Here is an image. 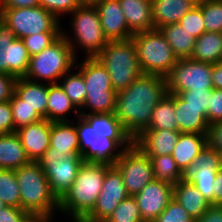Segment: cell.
I'll return each mask as SVG.
<instances>
[{"label":"cell","instance_id":"6da1fadb","mask_svg":"<svg viewBox=\"0 0 222 222\" xmlns=\"http://www.w3.org/2000/svg\"><path fill=\"white\" fill-rule=\"evenodd\" d=\"M75 123L84 162L114 165L133 144L115 113L80 114Z\"/></svg>","mask_w":222,"mask_h":222},{"label":"cell","instance_id":"7a4b0ae2","mask_svg":"<svg viewBox=\"0 0 222 222\" xmlns=\"http://www.w3.org/2000/svg\"><path fill=\"white\" fill-rule=\"evenodd\" d=\"M167 94L166 78L150 74L140 75L116 94L115 116L132 139L150 125L154 107Z\"/></svg>","mask_w":222,"mask_h":222},{"label":"cell","instance_id":"3957f363","mask_svg":"<svg viewBox=\"0 0 222 222\" xmlns=\"http://www.w3.org/2000/svg\"><path fill=\"white\" fill-rule=\"evenodd\" d=\"M110 164L83 162L72 186L59 199V212L81 222L94 208Z\"/></svg>","mask_w":222,"mask_h":222},{"label":"cell","instance_id":"277c9868","mask_svg":"<svg viewBox=\"0 0 222 222\" xmlns=\"http://www.w3.org/2000/svg\"><path fill=\"white\" fill-rule=\"evenodd\" d=\"M20 188L21 208L28 214L56 215L59 199L52 192L38 161H30L15 170Z\"/></svg>","mask_w":222,"mask_h":222},{"label":"cell","instance_id":"5b68a950","mask_svg":"<svg viewBox=\"0 0 222 222\" xmlns=\"http://www.w3.org/2000/svg\"><path fill=\"white\" fill-rule=\"evenodd\" d=\"M83 58L82 62L76 60L75 64V69L78 68L83 76L87 92L80 114L114 112L117 92L112 88L110 75L96 57Z\"/></svg>","mask_w":222,"mask_h":222},{"label":"cell","instance_id":"8992f818","mask_svg":"<svg viewBox=\"0 0 222 222\" xmlns=\"http://www.w3.org/2000/svg\"><path fill=\"white\" fill-rule=\"evenodd\" d=\"M76 60L70 44L61 34L48 47L30 57L25 78L35 82L57 84L65 73L75 70Z\"/></svg>","mask_w":222,"mask_h":222},{"label":"cell","instance_id":"52a82bcc","mask_svg":"<svg viewBox=\"0 0 222 222\" xmlns=\"http://www.w3.org/2000/svg\"><path fill=\"white\" fill-rule=\"evenodd\" d=\"M70 15L71 32L74 38L63 28L62 34L70 44L73 54L78 59L77 51L80 49L86 53V58L96 57L109 41L103 34L95 6L81 5Z\"/></svg>","mask_w":222,"mask_h":222},{"label":"cell","instance_id":"ba28073f","mask_svg":"<svg viewBox=\"0 0 222 222\" xmlns=\"http://www.w3.org/2000/svg\"><path fill=\"white\" fill-rule=\"evenodd\" d=\"M96 58L107 70L117 93L143 74L132 39L109 41Z\"/></svg>","mask_w":222,"mask_h":222},{"label":"cell","instance_id":"9c48e42d","mask_svg":"<svg viewBox=\"0 0 222 222\" xmlns=\"http://www.w3.org/2000/svg\"><path fill=\"white\" fill-rule=\"evenodd\" d=\"M131 39L143 74L166 78L171 73L178 58L159 29L136 33Z\"/></svg>","mask_w":222,"mask_h":222},{"label":"cell","instance_id":"30bf717a","mask_svg":"<svg viewBox=\"0 0 222 222\" xmlns=\"http://www.w3.org/2000/svg\"><path fill=\"white\" fill-rule=\"evenodd\" d=\"M0 18L15 33L16 38L41 32H62V25L54 14L42 6L29 8H0Z\"/></svg>","mask_w":222,"mask_h":222},{"label":"cell","instance_id":"8fae6325","mask_svg":"<svg viewBox=\"0 0 222 222\" xmlns=\"http://www.w3.org/2000/svg\"><path fill=\"white\" fill-rule=\"evenodd\" d=\"M168 93L179 94L189 90H212V64L191 58L178 59L166 77Z\"/></svg>","mask_w":222,"mask_h":222},{"label":"cell","instance_id":"7c38bea8","mask_svg":"<svg viewBox=\"0 0 222 222\" xmlns=\"http://www.w3.org/2000/svg\"><path fill=\"white\" fill-rule=\"evenodd\" d=\"M114 165L121 173L129 196H135L155 179L150 158L134 144L122 153Z\"/></svg>","mask_w":222,"mask_h":222},{"label":"cell","instance_id":"4fadbf2b","mask_svg":"<svg viewBox=\"0 0 222 222\" xmlns=\"http://www.w3.org/2000/svg\"><path fill=\"white\" fill-rule=\"evenodd\" d=\"M83 162L82 156L57 154H43L38 160L52 192L58 199L72 186Z\"/></svg>","mask_w":222,"mask_h":222},{"label":"cell","instance_id":"5bb4252c","mask_svg":"<svg viewBox=\"0 0 222 222\" xmlns=\"http://www.w3.org/2000/svg\"><path fill=\"white\" fill-rule=\"evenodd\" d=\"M30 56L22 39L0 18V73L25 77Z\"/></svg>","mask_w":222,"mask_h":222},{"label":"cell","instance_id":"9a60e30c","mask_svg":"<svg viewBox=\"0 0 222 222\" xmlns=\"http://www.w3.org/2000/svg\"><path fill=\"white\" fill-rule=\"evenodd\" d=\"M128 196L120 171L115 165H111L107 169L94 208L82 222H105L118 204Z\"/></svg>","mask_w":222,"mask_h":222},{"label":"cell","instance_id":"2e32d148","mask_svg":"<svg viewBox=\"0 0 222 222\" xmlns=\"http://www.w3.org/2000/svg\"><path fill=\"white\" fill-rule=\"evenodd\" d=\"M144 222H153L168 206L173 198V186L153 180L134 196Z\"/></svg>","mask_w":222,"mask_h":222},{"label":"cell","instance_id":"e0dca14e","mask_svg":"<svg viewBox=\"0 0 222 222\" xmlns=\"http://www.w3.org/2000/svg\"><path fill=\"white\" fill-rule=\"evenodd\" d=\"M94 6L100 17L103 34L108 41L132 38L134 34L128 28L118 0H102Z\"/></svg>","mask_w":222,"mask_h":222},{"label":"cell","instance_id":"ac0fdd59","mask_svg":"<svg viewBox=\"0 0 222 222\" xmlns=\"http://www.w3.org/2000/svg\"><path fill=\"white\" fill-rule=\"evenodd\" d=\"M51 121L42 119L15 131L30 161H38L50 147Z\"/></svg>","mask_w":222,"mask_h":222},{"label":"cell","instance_id":"d6986e66","mask_svg":"<svg viewBox=\"0 0 222 222\" xmlns=\"http://www.w3.org/2000/svg\"><path fill=\"white\" fill-rule=\"evenodd\" d=\"M75 121L51 122L50 147L44 154L81 156Z\"/></svg>","mask_w":222,"mask_h":222},{"label":"cell","instance_id":"ffe728a7","mask_svg":"<svg viewBox=\"0 0 222 222\" xmlns=\"http://www.w3.org/2000/svg\"><path fill=\"white\" fill-rule=\"evenodd\" d=\"M181 132L170 130H143L133 144L146 156L171 155Z\"/></svg>","mask_w":222,"mask_h":222},{"label":"cell","instance_id":"44dd1931","mask_svg":"<svg viewBox=\"0 0 222 222\" xmlns=\"http://www.w3.org/2000/svg\"><path fill=\"white\" fill-rule=\"evenodd\" d=\"M167 95L174 103L178 131L207 135L210 125L207 122V116L201 113V108L186 104L178 94L168 93Z\"/></svg>","mask_w":222,"mask_h":222},{"label":"cell","instance_id":"7402d4cb","mask_svg":"<svg viewBox=\"0 0 222 222\" xmlns=\"http://www.w3.org/2000/svg\"><path fill=\"white\" fill-rule=\"evenodd\" d=\"M48 89L49 83L35 82L25 77H19L15 82L14 93L43 119H47Z\"/></svg>","mask_w":222,"mask_h":222},{"label":"cell","instance_id":"603a6c76","mask_svg":"<svg viewBox=\"0 0 222 222\" xmlns=\"http://www.w3.org/2000/svg\"><path fill=\"white\" fill-rule=\"evenodd\" d=\"M207 144V135L198 133L180 134L171 155L185 175L190 171L192 162Z\"/></svg>","mask_w":222,"mask_h":222},{"label":"cell","instance_id":"cb8c5ba5","mask_svg":"<svg viewBox=\"0 0 222 222\" xmlns=\"http://www.w3.org/2000/svg\"><path fill=\"white\" fill-rule=\"evenodd\" d=\"M118 1L122 7L128 28L133 34L155 29L152 17V0Z\"/></svg>","mask_w":222,"mask_h":222},{"label":"cell","instance_id":"d4e9b609","mask_svg":"<svg viewBox=\"0 0 222 222\" xmlns=\"http://www.w3.org/2000/svg\"><path fill=\"white\" fill-rule=\"evenodd\" d=\"M173 198L197 222L211 205L202 193L186 178L173 186Z\"/></svg>","mask_w":222,"mask_h":222},{"label":"cell","instance_id":"484cf974","mask_svg":"<svg viewBox=\"0 0 222 222\" xmlns=\"http://www.w3.org/2000/svg\"><path fill=\"white\" fill-rule=\"evenodd\" d=\"M194 5L186 0H152V17L155 29L178 23Z\"/></svg>","mask_w":222,"mask_h":222},{"label":"cell","instance_id":"4316f807","mask_svg":"<svg viewBox=\"0 0 222 222\" xmlns=\"http://www.w3.org/2000/svg\"><path fill=\"white\" fill-rule=\"evenodd\" d=\"M29 162L25 149L15 132L0 135V168L16 170Z\"/></svg>","mask_w":222,"mask_h":222},{"label":"cell","instance_id":"83f0119b","mask_svg":"<svg viewBox=\"0 0 222 222\" xmlns=\"http://www.w3.org/2000/svg\"><path fill=\"white\" fill-rule=\"evenodd\" d=\"M73 110V111H72ZM74 112L77 117L80 111L74 106L70 98L66 95L61 86L49 84L48 102H47V120L48 121H74L68 118V114Z\"/></svg>","mask_w":222,"mask_h":222},{"label":"cell","instance_id":"f1b7e54d","mask_svg":"<svg viewBox=\"0 0 222 222\" xmlns=\"http://www.w3.org/2000/svg\"><path fill=\"white\" fill-rule=\"evenodd\" d=\"M190 58L210 64L222 62V33L204 32L196 39Z\"/></svg>","mask_w":222,"mask_h":222},{"label":"cell","instance_id":"f546056e","mask_svg":"<svg viewBox=\"0 0 222 222\" xmlns=\"http://www.w3.org/2000/svg\"><path fill=\"white\" fill-rule=\"evenodd\" d=\"M178 59L191 57L196 39L182 28L179 23L169 24L159 29Z\"/></svg>","mask_w":222,"mask_h":222},{"label":"cell","instance_id":"4dcf8cb0","mask_svg":"<svg viewBox=\"0 0 222 222\" xmlns=\"http://www.w3.org/2000/svg\"><path fill=\"white\" fill-rule=\"evenodd\" d=\"M178 131L173 100L167 95L155 107L145 130Z\"/></svg>","mask_w":222,"mask_h":222},{"label":"cell","instance_id":"1f68e13d","mask_svg":"<svg viewBox=\"0 0 222 222\" xmlns=\"http://www.w3.org/2000/svg\"><path fill=\"white\" fill-rule=\"evenodd\" d=\"M151 160L155 180L175 186L186 178L172 155L148 156Z\"/></svg>","mask_w":222,"mask_h":222},{"label":"cell","instance_id":"d6a6232c","mask_svg":"<svg viewBox=\"0 0 222 222\" xmlns=\"http://www.w3.org/2000/svg\"><path fill=\"white\" fill-rule=\"evenodd\" d=\"M71 72L65 73L58 84L70 98L74 106L80 110L86 98V85L82 74L78 70Z\"/></svg>","mask_w":222,"mask_h":222},{"label":"cell","instance_id":"836d02e7","mask_svg":"<svg viewBox=\"0 0 222 222\" xmlns=\"http://www.w3.org/2000/svg\"><path fill=\"white\" fill-rule=\"evenodd\" d=\"M218 169H209L208 167L190 169L186 174L188 179L204 196V198L214 205V182Z\"/></svg>","mask_w":222,"mask_h":222},{"label":"cell","instance_id":"e575fe53","mask_svg":"<svg viewBox=\"0 0 222 222\" xmlns=\"http://www.w3.org/2000/svg\"><path fill=\"white\" fill-rule=\"evenodd\" d=\"M0 200L7 206L21 208L20 188L15 170L0 168Z\"/></svg>","mask_w":222,"mask_h":222},{"label":"cell","instance_id":"d590c367","mask_svg":"<svg viewBox=\"0 0 222 222\" xmlns=\"http://www.w3.org/2000/svg\"><path fill=\"white\" fill-rule=\"evenodd\" d=\"M10 104L14 121V132L23 126H27L43 119L34 109L24 104V101H22L15 93H13L10 99Z\"/></svg>","mask_w":222,"mask_h":222},{"label":"cell","instance_id":"8d00e7d4","mask_svg":"<svg viewBox=\"0 0 222 222\" xmlns=\"http://www.w3.org/2000/svg\"><path fill=\"white\" fill-rule=\"evenodd\" d=\"M105 222H144L136 198L128 196L122 200Z\"/></svg>","mask_w":222,"mask_h":222},{"label":"cell","instance_id":"74e56055","mask_svg":"<svg viewBox=\"0 0 222 222\" xmlns=\"http://www.w3.org/2000/svg\"><path fill=\"white\" fill-rule=\"evenodd\" d=\"M199 7L206 32L222 33V0H206Z\"/></svg>","mask_w":222,"mask_h":222},{"label":"cell","instance_id":"f35d334b","mask_svg":"<svg viewBox=\"0 0 222 222\" xmlns=\"http://www.w3.org/2000/svg\"><path fill=\"white\" fill-rule=\"evenodd\" d=\"M62 32H41L22 38L30 57L38 54L53 43Z\"/></svg>","mask_w":222,"mask_h":222},{"label":"cell","instance_id":"ab89813d","mask_svg":"<svg viewBox=\"0 0 222 222\" xmlns=\"http://www.w3.org/2000/svg\"><path fill=\"white\" fill-rule=\"evenodd\" d=\"M195 39L200 37L205 30L202 10L199 6H194L178 22Z\"/></svg>","mask_w":222,"mask_h":222},{"label":"cell","instance_id":"60d3db41","mask_svg":"<svg viewBox=\"0 0 222 222\" xmlns=\"http://www.w3.org/2000/svg\"><path fill=\"white\" fill-rule=\"evenodd\" d=\"M153 222H196L176 199L172 198L165 210Z\"/></svg>","mask_w":222,"mask_h":222},{"label":"cell","instance_id":"b9f144b4","mask_svg":"<svg viewBox=\"0 0 222 222\" xmlns=\"http://www.w3.org/2000/svg\"><path fill=\"white\" fill-rule=\"evenodd\" d=\"M203 167L218 170L222 168V155L216 149L210 147L208 144L198 154L191 165V169H198Z\"/></svg>","mask_w":222,"mask_h":222},{"label":"cell","instance_id":"7bdbcfd3","mask_svg":"<svg viewBox=\"0 0 222 222\" xmlns=\"http://www.w3.org/2000/svg\"><path fill=\"white\" fill-rule=\"evenodd\" d=\"M40 6L60 20L61 16H69L81 4L79 0H40Z\"/></svg>","mask_w":222,"mask_h":222},{"label":"cell","instance_id":"ee69618b","mask_svg":"<svg viewBox=\"0 0 222 222\" xmlns=\"http://www.w3.org/2000/svg\"><path fill=\"white\" fill-rule=\"evenodd\" d=\"M211 92L212 90H189L181 92L178 95L186 104L201 108V113L207 116Z\"/></svg>","mask_w":222,"mask_h":222},{"label":"cell","instance_id":"f6af8a7d","mask_svg":"<svg viewBox=\"0 0 222 222\" xmlns=\"http://www.w3.org/2000/svg\"><path fill=\"white\" fill-rule=\"evenodd\" d=\"M207 122L209 125L222 122V89L213 88L210 93Z\"/></svg>","mask_w":222,"mask_h":222},{"label":"cell","instance_id":"bcb514c9","mask_svg":"<svg viewBox=\"0 0 222 222\" xmlns=\"http://www.w3.org/2000/svg\"><path fill=\"white\" fill-rule=\"evenodd\" d=\"M14 133V121L10 101L0 102V135Z\"/></svg>","mask_w":222,"mask_h":222},{"label":"cell","instance_id":"7dc6e473","mask_svg":"<svg viewBox=\"0 0 222 222\" xmlns=\"http://www.w3.org/2000/svg\"><path fill=\"white\" fill-rule=\"evenodd\" d=\"M16 79L13 75L0 73V102L10 101L14 93Z\"/></svg>","mask_w":222,"mask_h":222},{"label":"cell","instance_id":"c3c4849f","mask_svg":"<svg viewBox=\"0 0 222 222\" xmlns=\"http://www.w3.org/2000/svg\"><path fill=\"white\" fill-rule=\"evenodd\" d=\"M28 215L22 208L6 206L0 209V222H23Z\"/></svg>","mask_w":222,"mask_h":222},{"label":"cell","instance_id":"681fc988","mask_svg":"<svg viewBox=\"0 0 222 222\" xmlns=\"http://www.w3.org/2000/svg\"><path fill=\"white\" fill-rule=\"evenodd\" d=\"M207 142L210 147L216 149L222 155V122L209 126Z\"/></svg>","mask_w":222,"mask_h":222},{"label":"cell","instance_id":"f907efd6","mask_svg":"<svg viewBox=\"0 0 222 222\" xmlns=\"http://www.w3.org/2000/svg\"><path fill=\"white\" fill-rule=\"evenodd\" d=\"M197 222H222V205H210Z\"/></svg>","mask_w":222,"mask_h":222},{"label":"cell","instance_id":"816d5d0a","mask_svg":"<svg viewBox=\"0 0 222 222\" xmlns=\"http://www.w3.org/2000/svg\"><path fill=\"white\" fill-rule=\"evenodd\" d=\"M40 6V0H0V8H29Z\"/></svg>","mask_w":222,"mask_h":222},{"label":"cell","instance_id":"f5cc1de1","mask_svg":"<svg viewBox=\"0 0 222 222\" xmlns=\"http://www.w3.org/2000/svg\"><path fill=\"white\" fill-rule=\"evenodd\" d=\"M213 188L214 205H222V168L217 172Z\"/></svg>","mask_w":222,"mask_h":222},{"label":"cell","instance_id":"db71d44e","mask_svg":"<svg viewBox=\"0 0 222 222\" xmlns=\"http://www.w3.org/2000/svg\"><path fill=\"white\" fill-rule=\"evenodd\" d=\"M213 88L222 89V62L212 64Z\"/></svg>","mask_w":222,"mask_h":222},{"label":"cell","instance_id":"11a10c76","mask_svg":"<svg viewBox=\"0 0 222 222\" xmlns=\"http://www.w3.org/2000/svg\"><path fill=\"white\" fill-rule=\"evenodd\" d=\"M55 215L29 214L23 222H52Z\"/></svg>","mask_w":222,"mask_h":222},{"label":"cell","instance_id":"9f6ffc18","mask_svg":"<svg viewBox=\"0 0 222 222\" xmlns=\"http://www.w3.org/2000/svg\"><path fill=\"white\" fill-rule=\"evenodd\" d=\"M81 5L94 6L102 0H79Z\"/></svg>","mask_w":222,"mask_h":222},{"label":"cell","instance_id":"6f0895ef","mask_svg":"<svg viewBox=\"0 0 222 222\" xmlns=\"http://www.w3.org/2000/svg\"><path fill=\"white\" fill-rule=\"evenodd\" d=\"M186 1L190 2L194 6H200L206 0H186Z\"/></svg>","mask_w":222,"mask_h":222},{"label":"cell","instance_id":"680465c9","mask_svg":"<svg viewBox=\"0 0 222 222\" xmlns=\"http://www.w3.org/2000/svg\"><path fill=\"white\" fill-rule=\"evenodd\" d=\"M7 205L2 201V200H0V209H2V208H4V207H6Z\"/></svg>","mask_w":222,"mask_h":222}]
</instances>
